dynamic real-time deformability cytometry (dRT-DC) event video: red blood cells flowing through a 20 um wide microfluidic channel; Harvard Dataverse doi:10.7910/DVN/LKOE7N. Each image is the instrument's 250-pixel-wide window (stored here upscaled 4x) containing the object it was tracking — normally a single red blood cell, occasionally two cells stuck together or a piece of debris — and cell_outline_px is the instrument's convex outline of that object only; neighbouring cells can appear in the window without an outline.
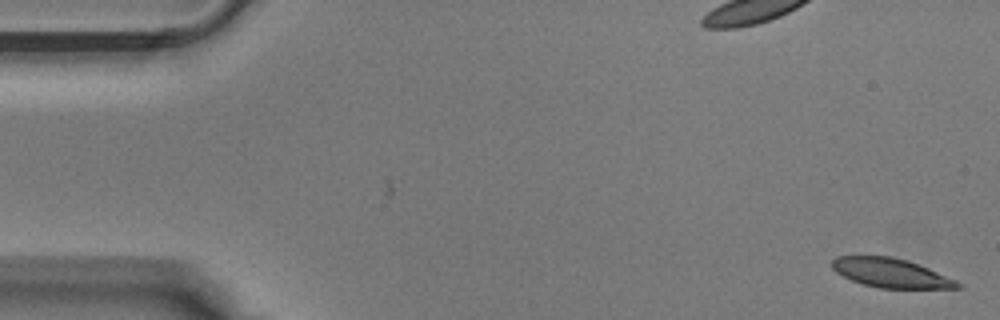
{"species": "Egyptian fruit bat (a non-hibernating species)", "species_latin": "Rousettus aegyptiacus", "temperature_condition": "warm", "stored_images_in_passage": 39, "camera_frame_rate_fps": 3000, "um_per_image_px": 0.085, "animal": {"sex": "male"}, "frame": {"image": 1, "passage_image": 1, "time_ms": 0.0, "image_size_px": [1000, 320], "cell_outline_px": [[960, 288], [884, 288], [864, 284], [852, 280], [844, 276], [832, 268], [832, 260], [840, 256], [888, 256], [904, 260], [916, 264], [952, 280], [960, 284]], "centroid_in_image_um": [75.63, 23.2], "position_along_channel_um": 9.4, "area_um2": 20.29}}
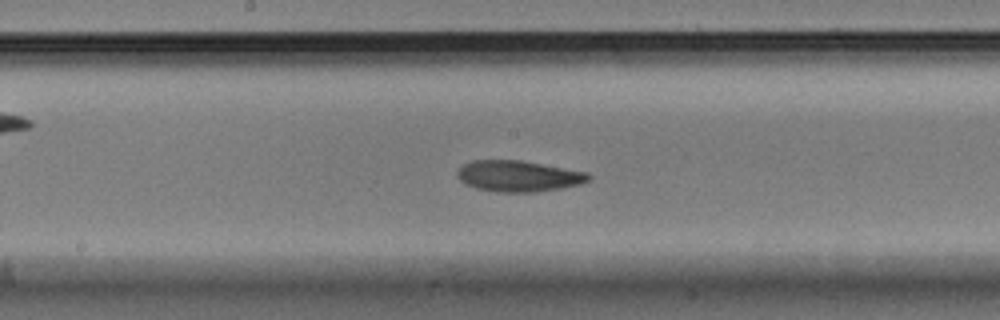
{"frame": {"image": 2, "passage_image": 20, "time_ms": 6.333, "image_size_px": [1000, 320], "cell_outline_px": [[588, 180], [576, 184], [556, 188], [516, 192], [512, 192], [480, 188], [468, 184], [460, 176], [460, 168], [464, 164], [476, 160], [516, 160], [584, 172], [588, 176]], "centroid_in_image_um": [44.04, 14.94], "position_along_channel_um": 204.2, "area_um2": 21.91}}
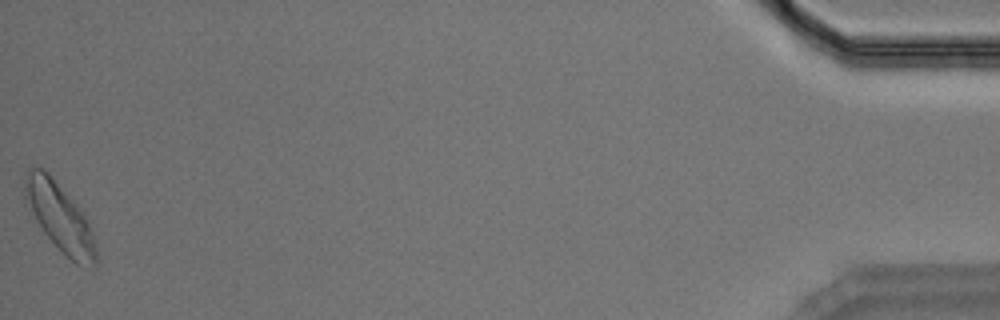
{"frame": {"image": 3, "passage_image": 39, "time_ms": 12.667, "image_size_px": [1000, 320], "cell_outline_px": [[92, 256], [72, 260], [48, 236], [40, 224], [32, 208], [28, 192], [28, 184], [36, 168], [40, 168], [52, 180], [76, 208], [84, 220], [92, 244]], "centroid_in_image_um": [5.01, 18.43], "position_along_channel_um": 430.2, "area_um2": 22.31}}